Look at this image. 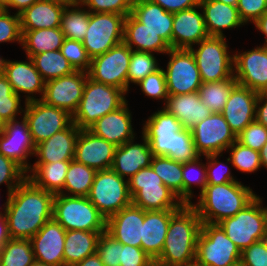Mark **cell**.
<instances>
[{
  "instance_id": "836d02e7",
  "label": "cell",
  "mask_w": 267,
  "mask_h": 266,
  "mask_svg": "<svg viewBox=\"0 0 267 266\" xmlns=\"http://www.w3.org/2000/svg\"><path fill=\"white\" fill-rule=\"evenodd\" d=\"M69 165L70 161L33 163L26 173L27 178L40 189L54 195L60 194L64 188Z\"/></svg>"
},
{
  "instance_id": "6da1fadb",
  "label": "cell",
  "mask_w": 267,
  "mask_h": 266,
  "mask_svg": "<svg viewBox=\"0 0 267 266\" xmlns=\"http://www.w3.org/2000/svg\"><path fill=\"white\" fill-rule=\"evenodd\" d=\"M54 194L26 178L7 198L5 216L11 239H31L53 218Z\"/></svg>"
},
{
  "instance_id": "ab89813d",
  "label": "cell",
  "mask_w": 267,
  "mask_h": 266,
  "mask_svg": "<svg viewBox=\"0 0 267 266\" xmlns=\"http://www.w3.org/2000/svg\"><path fill=\"white\" fill-rule=\"evenodd\" d=\"M31 59L45 82L70 75L75 71L60 50L40 53Z\"/></svg>"
},
{
  "instance_id": "52a82bcc",
  "label": "cell",
  "mask_w": 267,
  "mask_h": 266,
  "mask_svg": "<svg viewBox=\"0 0 267 266\" xmlns=\"http://www.w3.org/2000/svg\"><path fill=\"white\" fill-rule=\"evenodd\" d=\"M53 218L66 231H106V219L88 197L56 194L53 201Z\"/></svg>"
},
{
  "instance_id": "f35d334b",
  "label": "cell",
  "mask_w": 267,
  "mask_h": 266,
  "mask_svg": "<svg viewBox=\"0 0 267 266\" xmlns=\"http://www.w3.org/2000/svg\"><path fill=\"white\" fill-rule=\"evenodd\" d=\"M97 170L88 167L74 159L70 161L64 182L63 191L60 194L69 196L89 195Z\"/></svg>"
},
{
  "instance_id": "f907efd6",
  "label": "cell",
  "mask_w": 267,
  "mask_h": 266,
  "mask_svg": "<svg viewBox=\"0 0 267 266\" xmlns=\"http://www.w3.org/2000/svg\"><path fill=\"white\" fill-rule=\"evenodd\" d=\"M27 178L26 172L0 153V186L6 184L7 197Z\"/></svg>"
},
{
  "instance_id": "277c9868",
  "label": "cell",
  "mask_w": 267,
  "mask_h": 266,
  "mask_svg": "<svg viewBox=\"0 0 267 266\" xmlns=\"http://www.w3.org/2000/svg\"><path fill=\"white\" fill-rule=\"evenodd\" d=\"M257 194L240 181L206 185L191 205L197 210L202 223L218 224L223 219L233 217L247 206Z\"/></svg>"
},
{
  "instance_id": "2a66077c",
  "label": "cell",
  "mask_w": 267,
  "mask_h": 266,
  "mask_svg": "<svg viewBox=\"0 0 267 266\" xmlns=\"http://www.w3.org/2000/svg\"><path fill=\"white\" fill-rule=\"evenodd\" d=\"M6 206H7V202L0 205V215H5Z\"/></svg>"
},
{
  "instance_id": "30bf717a",
  "label": "cell",
  "mask_w": 267,
  "mask_h": 266,
  "mask_svg": "<svg viewBox=\"0 0 267 266\" xmlns=\"http://www.w3.org/2000/svg\"><path fill=\"white\" fill-rule=\"evenodd\" d=\"M241 251L219 224L202 223L196 260L203 266H231L240 261Z\"/></svg>"
},
{
  "instance_id": "8fae6325",
  "label": "cell",
  "mask_w": 267,
  "mask_h": 266,
  "mask_svg": "<svg viewBox=\"0 0 267 266\" xmlns=\"http://www.w3.org/2000/svg\"><path fill=\"white\" fill-rule=\"evenodd\" d=\"M126 16L114 13H91L82 43L91 59L123 42Z\"/></svg>"
},
{
  "instance_id": "4fadbf2b",
  "label": "cell",
  "mask_w": 267,
  "mask_h": 266,
  "mask_svg": "<svg viewBox=\"0 0 267 266\" xmlns=\"http://www.w3.org/2000/svg\"><path fill=\"white\" fill-rule=\"evenodd\" d=\"M164 69L168 95L198 92L202 80L193 53L189 49H170Z\"/></svg>"
},
{
  "instance_id": "9c48e42d",
  "label": "cell",
  "mask_w": 267,
  "mask_h": 266,
  "mask_svg": "<svg viewBox=\"0 0 267 266\" xmlns=\"http://www.w3.org/2000/svg\"><path fill=\"white\" fill-rule=\"evenodd\" d=\"M87 197L106 220L132 204L128 180L111 168L97 171Z\"/></svg>"
},
{
  "instance_id": "db71d44e",
  "label": "cell",
  "mask_w": 267,
  "mask_h": 266,
  "mask_svg": "<svg viewBox=\"0 0 267 266\" xmlns=\"http://www.w3.org/2000/svg\"><path fill=\"white\" fill-rule=\"evenodd\" d=\"M91 13L131 14L133 0H78Z\"/></svg>"
},
{
  "instance_id": "f1b7e54d",
  "label": "cell",
  "mask_w": 267,
  "mask_h": 266,
  "mask_svg": "<svg viewBox=\"0 0 267 266\" xmlns=\"http://www.w3.org/2000/svg\"><path fill=\"white\" fill-rule=\"evenodd\" d=\"M177 210L145 211L141 248L155 260L164 247L171 216Z\"/></svg>"
},
{
  "instance_id": "7bdbcfd3",
  "label": "cell",
  "mask_w": 267,
  "mask_h": 266,
  "mask_svg": "<svg viewBox=\"0 0 267 266\" xmlns=\"http://www.w3.org/2000/svg\"><path fill=\"white\" fill-rule=\"evenodd\" d=\"M204 156L197 159L182 163V180H183V203L191 204L194 198L193 186H197L199 195L205 190L207 185L206 162ZM194 184V185H193Z\"/></svg>"
},
{
  "instance_id": "91938a15",
  "label": "cell",
  "mask_w": 267,
  "mask_h": 266,
  "mask_svg": "<svg viewBox=\"0 0 267 266\" xmlns=\"http://www.w3.org/2000/svg\"><path fill=\"white\" fill-rule=\"evenodd\" d=\"M243 266H267V250L263 242L257 241L241 251Z\"/></svg>"
},
{
  "instance_id": "f546056e",
  "label": "cell",
  "mask_w": 267,
  "mask_h": 266,
  "mask_svg": "<svg viewBox=\"0 0 267 266\" xmlns=\"http://www.w3.org/2000/svg\"><path fill=\"white\" fill-rule=\"evenodd\" d=\"M67 5L58 0L36 1L19 14L21 31L60 27L62 13Z\"/></svg>"
},
{
  "instance_id": "89a4df30",
  "label": "cell",
  "mask_w": 267,
  "mask_h": 266,
  "mask_svg": "<svg viewBox=\"0 0 267 266\" xmlns=\"http://www.w3.org/2000/svg\"><path fill=\"white\" fill-rule=\"evenodd\" d=\"M257 31L259 30L265 36V41L262 45L267 46V12L263 14L254 24Z\"/></svg>"
},
{
  "instance_id": "680465c9",
  "label": "cell",
  "mask_w": 267,
  "mask_h": 266,
  "mask_svg": "<svg viewBox=\"0 0 267 266\" xmlns=\"http://www.w3.org/2000/svg\"><path fill=\"white\" fill-rule=\"evenodd\" d=\"M120 266H155V261L142 248L123 245Z\"/></svg>"
},
{
  "instance_id": "67dfc351",
  "label": "cell",
  "mask_w": 267,
  "mask_h": 266,
  "mask_svg": "<svg viewBox=\"0 0 267 266\" xmlns=\"http://www.w3.org/2000/svg\"><path fill=\"white\" fill-rule=\"evenodd\" d=\"M7 0H0V3L3 5Z\"/></svg>"
},
{
  "instance_id": "d6986e66",
  "label": "cell",
  "mask_w": 267,
  "mask_h": 266,
  "mask_svg": "<svg viewBox=\"0 0 267 266\" xmlns=\"http://www.w3.org/2000/svg\"><path fill=\"white\" fill-rule=\"evenodd\" d=\"M3 74L7 77L12 90L17 95L21 97L24 94L22 96L24 97L23 103L43 98L46 82L30 57L26 56L24 61L6 59Z\"/></svg>"
},
{
  "instance_id": "ac0fdd59",
  "label": "cell",
  "mask_w": 267,
  "mask_h": 266,
  "mask_svg": "<svg viewBox=\"0 0 267 266\" xmlns=\"http://www.w3.org/2000/svg\"><path fill=\"white\" fill-rule=\"evenodd\" d=\"M87 77L88 72L74 71L70 75L47 81L41 100L48 105L66 110L73 116L82 99Z\"/></svg>"
},
{
  "instance_id": "03108f58",
  "label": "cell",
  "mask_w": 267,
  "mask_h": 266,
  "mask_svg": "<svg viewBox=\"0 0 267 266\" xmlns=\"http://www.w3.org/2000/svg\"><path fill=\"white\" fill-rule=\"evenodd\" d=\"M7 98H22L17 95L11 87L7 77L4 74H0V100Z\"/></svg>"
},
{
  "instance_id": "cb8c5ba5",
  "label": "cell",
  "mask_w": 267,
  "mask_h": 266,
  "mask_svg": "<svg viewBox=\"0 0 267 266\" xmlns=\"http://www.w3.org/2000/svg\"><path fill=\"white\" fill-rule=\"evenodd\" d=\"M127 101L119 109L97 120L89 130L116 147L136 138L132 124V112Z\"/></svg>"
},
{
  "instance_id": "603a6c76",
  "label": "cell",
  "mask_w": 267,
  "mask_h": 266,
  "mask_svg": "<svg viewBox=\"0 0 267 266\" xmlns=\"http://www.w3.org/2000/svg\"><path fill=\"white\" fill-rule=\"evenodd\" d=\"M258 94L239 84L232 89L221 113L236 136L255 121Z\"/></svg>"
},
{
  "instance_id": "5b68a950",
  "label": "cell",
  "mask_w": 267,
  "mask_h": 266,
  "mask_svg": "<svg viewBox=\"0 0 267 266\" xmlns=\"http://www.w3.org/2000/svg\"><path fill=\"white\" fill-rule=\"evenodd\" d=\"M127 101L123 90L87 77L82 99L72 116V122L80 130L89 129L101 117L119 109Z\"/></svg>"
},
{
  "instance_id": "753ad0ef",
  "label": "cell",
  "mask_w": 267,
  "mask_h": 266,
  "mask_svg": "<svg viewBox=\"0 0 267 266\" xmlns=\"http://www.w3.org/2000/svg\"><path fill=\"white\" fill-rule=\"evenodd\" d=\"M217 1L223 2V3L227 4V5H231V6H236L237 7L239 0H217Z\"/></svg>"
},
{
  "instance_id": "7c38bea8",
  "label": "cell",
  "mask_w": 267,
  "mask_h": 266,
  "mask_svg": "<svg viewBox=\"0 0 267 266\" xmlns=\"http://www.w3.org/2000/svg\"><path fill=\"white\" fill-rule=\"evenodd\" d=\"M132 49L124 42L91 59L88 77L98 83L117 87L127 94V75Z\"/></svg>"
},
{
  "instance_id": "be15d7a7",
  "label": "cell",
  "mask_w": 267,
  "mask_h": 266,
  "mask_svg": "<svg viewBox=\"0 0 267 266\" xmlns=\"http://www.w3.org/2000/svg\"><path fill=\"white\" fill-rule=\"evenodd\" d=\"M255 120L267 128V95L262 92L257 97Z\"/></svg>"
},
{
  "instance_id": "2e32d148",
  "label": "cell",
  "mask_w": 267,
  "mask_h": 266,
  "mask_svg": "<svg viewBox=\"0 0 267 266\" xmlns=\"http://www.w3.org/2000/svg\"><path fill=\"white\" fill-rule=\"evenodd\" d=\"M0 153L17 163L26 173L29 171L32 165L29 158L34 157L35 144L24 114L21 119L17 117L5 122L0 133Z\"/></svg>"
},
{
  "instance_id": "484cf974",
  "label": "cell",
  "mask_w": 267,
  "mask_h": 266,
  "mask_svg": "<svg viewBox=\"0 0 267 266\" xmlns=\"http://www.w3.org/2000/svg\"><path fill=\"white\" fill-rule=\"evenodd\" d=\"M134 138L116 147L111 169L119 176L129 179L142 168L150 167L153 157L146 138L141 135L142 142L137 143Z\"/></svg>"
},
{
  "instance_id": "1f68e13d",
  "label": "cell",
  "mask_w": 267,
  "mask_h": 266,
  "mask_svg": "<svg viewBox=\"0 0 267 266\" xmlns=\"http://www.w3.org/2000/svg\"><path fill=\"white\" fill-rule=\"evenodd\" d=\"M162 107L174 115L185 129L193 128L212 113L201 101L198 92L169 95Z\"/></svg>"
},
{
  "instance_id": "44dd1931",
  "label": "cell",
  "mask_w": 267,
  "mask_h": 266,
  "mask_svg": "<svg viewBox=\"0 0 267 266\" xmlns=\"http://www.w3.org/2000/svg\"><path fill=\"white\" fill-rule=\"evenodd\" d=\"M116 146L96 136L89 129L79 131L74 160L95 170L110 169Z\"/></svg>"
},
{
  "instance_id": "7402d4cb",
  "label": "cell",
  "mask_w": 267,
  "mask_h": 266,
  "mask_svg": "<svg viewBox=\"0 0 267 266\" xmlns=\"http://www.w3.org/2000/svg\"><path fill=\"white\" fill-rule=\"evenodd\" d=\"M208 36L199 5L173 14L172 49H190Z\"/></svg>"
},
{
  "instance_id": "d590c367",
  "label": "cell",
  "mask_w": 267,
  "mask_h": 266,
  "mask_svg": "<svg viewBox=\"0 0 267 266\" xmlns=\"http://www.w3.org/2000/svg\"><path fill=\"white\" fill-rule=\"evenodd\" d=\"M103 232L82 230L66 231L64 245V266L83 261L87 256L97 252L98 239Z\"/></svg>"
},
{
  "instance_id": "b9f144b4",
  "label": "cell",
  "mask_w": 267,
  "mask_h": 266,
  "mask_svg": "<svg viewBox=\"0 0 267 266\" xmlns=\"http://www.w3.org/2000/svg\"><path fill=\"white\" fill-rule=\"evenodd\" d=\"M150 166L163 184L183 201L182 163L166 156H153Z\"/></svg>"
},
{
  "instance_id": "3957f363",
  "label": "cell",
  "mask_w": 267,
  "mask_h": 266,
  "mask_svg": "<svg viewBox=\"0 0 267 266\" xmlns=\"http://www.w3.org/2000/svg\"><path fill=\"white\" fill-rule=\"evenodd\" d=\"M202 221L191 204H184L170 219L161 254L155 266H177L196 259Z\"/></svg>"
},
{
  "instance_id": "f6af8a7d",
  "label": "cell",
  "mask_w": 267,
  "mask_h": 266,
  "mask_svg": "<svg viewBox=\"0 0 267 266\" xmlns=\"http://www.w3.org/2000/svg\"><path fill=\"white\" fill-rule=\"evenodd\" d=\"M154 55L156 54L151 52L132 50L127 75V95L131 88L130 83L136 85L161 67Z\"/></svg>"
},
{
  "instance_id": "e0dca14e",
  "label": "cell",
  "mask_w": 267,
  "mask_h": 266,
  "mask_svg": "<svg viewBox=\"0 0 267 266\" xmlns=\"http://www.w3.org/2000/svg\"><path fill=\"white\" fill-rule=\"evenodd\" d=\"M234 76L239 85L258 93L267 87V46L256 45L247 51H233Z\"/></svg>"
},
{
  "instance_id": "9f6ffc18",
  "label": "cell",
  "mask_w": 267,
  "mask_h": 266,
  "mask_svg": "<svg viewBox=\"0 0 267 266\" xmlns=\"http://www.w3.org/2000/svg\"><path fill=\"white\" fill-rule=\"evenodd\" d=\"M164 185L161 178L152 167L142 168L128 179L129 193L131 198L143 187Z\"/></svg>"
},
{
  "instance_id": "a7ac6f4b",
  "label": "cell",
  "mask_w": 267,
  "mask_h": 266,
  "mask_svg": "<svg viewBox=\"0 0 267 266\" xmlns=\"http://www.w3.org/2000/svg\"><path fill=\"white\" fill-rule=\"evenodd\" d=\"M71 266H105L97 253L87 256L83 261Z\"/></svg>"
},
{
  "instance_id": "60d3db41",
  "label": "cell",
  "mask_w": 267,
  "mask_h": 266,
  "mask_svg": "<svg viewBox=\"0 0 267 266\" xmlns=\"http://www.w3.org/2000/svg\"><path fill=\"white\" fill-rule=\"evenodd\" d=\"M238 84L235 76L220 81L202 83L198 93L201 101L212 113H221L232 89Z\"/></svg>"
},
{
  "instance_id": "b62a3aed",
  "label": "cell",
  "mask_w": 267,
  "mask_h": 266,
  "mask_svg": "<svg viewBox=\"0 0 267 266\" xmlns=\"http://www.w3.org/2000/svg\"><path fill=\"white\" fill-rule=\"evenodd\" d=\"M262 93L265 94V95H267V87H266V89Z\"/></svg>"
},
{
  "instance_id": "ffe728a7",
  "label": "cell",
  "mask_w": 267,
  "mask_h": 266,
  "mask_svg": "<svg viewBox=\"0 0 267 266\" xmlns=\"http://www.w3.org/2000/svg\"><path fill=\"white\" fill-rule=\"evenodd\" d=\"M66 230L54 219L30 239L35 260L50 266H64V245Z\"/></svg>"
},
{
  "instance_id": "003e7915",
  "label": "cell",
  "mask_w": 267,
  "mask_h": 266,
  "mask_svg": "<svg viewBox=\"0 0 267 266\" xmlns=\"http://www.w3.org/2000/svg\"><path fill=\"white\" fill-rule=\"evenodd\" d=\"M10 239L8 222L5 215H0V248Z\"/></svg>"
},
{
  "instance_id": "6f0895ef",
  "label": "cell",
  "mask_w": 267,
  "mask_h": 266,
  "mask_svg": "<svg viewBox=\"0 0 267 266\" xmlns=\"http://www.w3.org/2000/svg\"><path fill=\"white\" fill-rule=\"evenodd\" d=\"M237 9L245 25L254 24L267 12V0H239Z\"/></svg>"
},
{
  "instance_id": "11e5206c",
  "label": "cell",
  "mask_w": 267,
  "mask_h": 266,
  "mask_svg": "<svg viewBox=\"0 0 267 266\" xmlns=\"http://www.w3.org/2000/svg\"><path fill=\"white\" fill-rule=\"evenodd\" d=\"M30 266H50L38 260H35Z\"/></svg>"
},
{
  "instance_id": "979ff035",
  "label": "cell",
  "mask_w": 267,
  "mask_h": 266,
  "mask_svg": "<svg viewBox=\"0 0 267 266\" xmlns=\"http://www.w3.org/2000/svg\"><path fill=\"white\" fill-rule=\"evenodd\" d=\"M58 1L66 2V3H68V4H71V3H75V2H77L78 0H58Z\"/></svg>"
},
{
  "instance_id": "83f0119b",
  "label": "cell",
  "mask_w": 267,
  "mask_h": 266,
  "mask_svg": "<svg viewBox=\"0 0 267 266\" xmlns=\"http://www.w3.org/2000/svg\"><path fill=\"white\" fill-rule=\"evenodd\" d=\"M199 6L209 36L227 37L223 33L225 30L238 29L245 25L236 6L227 5L217 0H200Z\"/></svg>"
},
{
  "instance_id": "deb4b68c",
  "label": "cell",
  "mask_w": 267,
  "mask_h": 266,
  "mask_svg": "<svg viewBox=\"0 0 267 266\" xmlns=\"http://www.w3.org/2000/svg\"><path fill=\"white\" fill-rule=\"evenodd\" d=\"M231 266H243V265H242L241 262L239 261V262H237L236 264L231 265Z\"/></svg>"
},
{
  "instance_id": "b9fcfbb0",
  "label": "cell",
  "mask_w": 267,
  "mask_h": 266,
  "mask_svg": "<svg viewBox=\"0 0 267 266\" xmlns=\"http://www.w3.org/2000/svg\"><path fill=\"white\" fill-rule=\"evenodd\" d=\"M261 241L263 242V244L265 245V248L267 250V230H266L265 234L263 235Z\"/></svg>"
},
{
  "instance_id": "8c879c8a",
  "label": "cell",
  "mask_w": 267,
  "mask_h": 266,
  "mask_svg": "<svg viewBox=\"0 0 267 266\" xmlns=\"http://www.w3.org/2000/svg\"><path fill=\"white\" fill-rule=\"evenodd\" d=\"M177 266H203L201 265L196 259L190 261V262H187L185 264H180V265H177Z\"/></svg>"
},
{
  "instance_id": "94428289",
  "label": "cell",
  "mask_w": 267,
  "mask_h": 266,
  "mask_svg": "<svg viewBox=\"0 0 267 266\" xmlns=\"http://www.w3.org/2000/svg\"><path fill=\"white\" fill-rule=\"evenodd\" d=\"M22 98H7L0 100V117L8 122L24 114L25 104L21 105Z\"/></svg>"
},
{
  "instance_id": "d4e9b609",
  "label": "cell",
  "mask_w": 267,
  "mask_h": 266,
  "mask_svg": "<svg viewBox=\"0 0 267 266\" xmlns=\"http://www.w3.org/2000/svg\"><path fill=\"white\" fill-rule=\"evenodd\" d=\"M144 210L133 204L106 220V232L123 245L141 248Z\"/></svg>"
},
{
  "instance_id": "bcb514c9",
  "label": "cell",
  "mask_w": 267,
  "mask_h": 266,
  "mask_svg": "<svg viewBox=\"0 0 267 266\" xmlns=\"http://www.w3.org/2000/svg\"><path fill=\"white\" fill-rule=\"evenodd\" d=\"M235 170L254 173L261 169L260 152L246 147L237 140L226 150Z\"/></svg>"
},
{
  "instance_id": "4316f807",
  "label": "cell",
  "mask_w": 267,
  "mask_h": 266,
  "mask_svg": "<svg viewBox=\"0 0 267 266\" xmlns=\"http://www.w3.org/2000/svg\"><path fill=\"white\" fill-rule=\"evenodd\" d=\"M80 129L72 122L66 129L35 146V163H54L74 159Z\"/></svg>"
},
{
  "instance_id": "7a4b0ae2",
  "label": "cell",
  "mask_w": 267,
  "mask_h": 266,
  "mask_svg": "<svg viewBox=\"0 0 267 266\" xmlns=\"http://www.w3.org/2000/svg\"><path fill=\"white\" fill-rule=\"evenodd\" d=\"M142 135L146 138L153 156H166L177 162H190L200 155L196 151L191 129L163 107L143 121Z\"/></svg>"
},
{
  "instance_id": "ee69618b",
  "label": "cell",
  "mask_w": 267,
  "mask_h": 266,
  "mask_svg": "<svg viewBox=\"0 0 267 266\" xmlns=\"http://www.w3.org/2000/svg\"><path fill=\"white\" fill-rule=\"evenodd\" d=\"M35 261L30 239H9L0 248V266H30Z\"/></svg>"
},
{
  "instance_id": "e7e4bbea",
  "label": "cell",
  "mask_w": 267,
  "mask_h": 266,
  "mask_svg": "<svg viewBox=\"0 0 267 266\" xmlns=\"http://www.w3.org/2000/svg\"><path fill=\"white\" fill-rule=\"evenodd\" d=\"M38 0H7L2 6L3 9L10 11L16 10V14L22 13L25 9L30 7ZM11 8V9H10Z\"/></svg>"
},
{
  "instance_id": "ba28073f",
  "label": "cell",
  "mask_w": 267,
  "mask_h": 266,
  "mask_svg": "<svg viewBox=\"0 0 267 266\" xmlns=\"http://www.w3.org/2000/svg\"><path fill=\"white\" fill-rule=\"evenodd\" d=\"M262 199L257 195L235 216L218 223L240 251L260 241L267 230V206Z\"/></svg>"
},
{
  "instance_id": "5bb4252c",
  "label": "cell",
  "mask_w": 267,
  "mask_h": 266,
  "mask_svg": "<svg viewBox=\"0 0 267 266\" xmlns=\"http://www.w3.org/2000/svg\"><path fill=\"white\" fill-rule=\"evenodd\" d=\"M24 116L35 146L66 129L72 123V115L66 110L46 104L42 100L25 104Z\"/></svg>"
},
{
  "instance_id": "11a10c76",
  "label": "cell",
  "mask_w": 267,
  "mask_h": 266,
  "mask_svg": "<svg viewBox=\"0 0 267 266\" xmlns=\"http://www.w3.org/2000/svg\"><path fill=\"white\" fill-rule=\"evenodd\" d=\"M237 141L246 147L260 151L267 142V128L255 120L237 135Z\"/></svg>"
},
{
  "instance_id": "d6a6232c",
  "label": "cell",
  "mask_w": 267,
  "mask_h": 266,
  "mask_svg": "<svg viewBox=\"0 0 267 266\" xmlns=\"http://www.w3.org/2000/svg\"><path fill=\"white\" fill-rule=\"evenodd\" d=\"M123 42L135 51L161 53L164 55L171 49L158 34L146 28L131 14L125 18Z\"/></svg>"
},
{
  "instance_id": "6125c7cd",
  "label": "cell",
  "mask_w": 267,
  "mask_h": 266,
  "mask_svg": "<svg viewBox=\"0 0 267 266\" xmlns=\"http://www.w3.org/2000/svg\"><path fill=\"white\" fill-rule=\"evenodd\" d=\"M169 13H177L199 5L200 0H151Z\"/></svg>"
},
{
  "instance_id": "09005b40",
  "label": "cell",
  "mask_w": 267,
  "mask_h": 266,
  "mask_svg": "<svg viewBox=\"0 0 267 266\" xmlns=\"http://www.w3.org/2000/svg\"><path fill=\"white\" fill-rule=\"evenodd\" d=\"M4 126H5V122H4L3 119H1V117H0V133L3 131Z\"/></svg>"
},
{
  "instance_id": "8d00e7d4",
  "label": "cell",
  "mask_w": 267,
  "mask_h": 266,
  "mask_svg": "<svg viewBox=\"0 0 267 266\" xmlns=\"http://www.w3.org/2000/svg\"><path fill=\"white\" fill-rule=\"evenodd\" d=\"M22 32V50L26 56L32 58L34 55L47 51L60 50L65 39L60 27L44 28Z\"/></svg>"
},
{
  "instance_id": "34e18365",
  "label": "cell",
  "mask_w": 267,
  "mask_h": 266,
  "mask_svg": "<svg viewBox=\"0 0 267 266\" xmlns=\"http://www.w3.org/2000/svg\"><path fill=\"white\" fill-rule=\"evenodd\" d=\"M6 59L0 55V74L4 73Z\"/></svg>"
},
{
  "instance_id": "e575fe53",
  "label": "cell",
  "mask_w": 267,
  "mask_h": 266,
  "mask_svg": "<svg viewBox=\"0 0 267 266\" xmlns=\"http://www.w3.org/2000/svg\"><path fill=\"white\" fill-rule=\"evenodd\" d=\"M132 204L145 211L178 210L184 205L165 185L143 187L132 197Z\"/></svg>"
},
{
  "instance_id": "2644e50d",
  "label": "cell",
  "mask_w": 267,
  "mask_h": 266,
  "mask_svg": "<svg viewBox=\"0 0 267 266\" xmlns=\"http://www.w3.org/2000/svg\"><path fill=\"white\" fill-rule=\"evenodd\" d=\"M260 152V161H261V168H266L267 170V142L261 148Z\"/></svg>"
},
{
  "instance_id": "74e56055",
  "label": "cell",
  "mask_w": 267,
  "mask_h": 266,
  "mask_svg": "<svg viewBox=\"0 0 267 266\" xmlns=\"http://www.w3.org/2000/svg\"><path fill=\"white\" fill-rule=\"evenodd\" d=\"M90 11L79 1L68 4L61 17L60 29L66 39L83 41L89 24Z\"/></svg>"
},
{
  "instance_id": "4dcf8cb0",
  "label": "cell",
  "mask_w": 267,
  "mask_h": 266,
  "mask_svg": "<svg viewBox=\"0 0 267 266\" xmlns=\"http://www.w3.org/2000/svg\"><path fill=\"white\" fill-rule=\"evenodd\" d=\"M131 15L172 48L173 13L167 12L151 0H133Z\"/></svg>"
},
{
  "instance_id": "c3c4849f",
  "label": "cell",
  "mask_w": 267,
  "mask_h": 266,
  "mask_svg": "<svg viewBox=\"0 0 267 266\" xmlns=\"http://www.w3.org/2000/svg\"><path fill=\"white\" fill-rule=\"evenodd\" d=\"M60 51L75 71H89L91 58L81 41L65 38Z\"/></svg>"
},
{
  "instance_id": "681fc988",
  "label": "cell",
  "mask_w": 267,
  "mask_h": 266,
  "mask_svg": "<svg viewBox=\"0 0 267 266\" xmlns=\"http://www.w3.org/2000/svg\"><path fill=\"white\" fill-rule=\"evenodd\" d=\"M140 87L142 93L154 100H161L163 105L168 98L166 77L164 68L160 67L155 72L149 74L146 78L136 84Z\"/></svg>"
},
{
  "instance_id": "7dc6e473",
  "label": "cell",
  "mask_w": 267,
  "mask_h": 266,
  "mask_svg": "<svg viewBox=\"0 0 267 266\" xmlns=\"http://www.w3.org/2000/svg\"><path fill=\"white\" fill-rule=\"evenodd\" d=\"M206 162V175H207V185H217L224 184L233 181H239L233 174H231V167H233L231 160L228 158L224 161H220V157L223 158V153L221 154H211L204 156ZM219 158V159H218Z\"/></svg>"
},
{
  "instance_id": "8992f818",
  "label": "cell",
  "mask_w": 267,
  "mask_h": 266,
  "mask_svg": "<svg viewBox=\"0 0 267 266\" xmlns=\"http://www.w3.org/2000/svg\"><path fill=\"white\" fill-rule=\"evenodd\" d=\"M227 40L226 37L208 36L189 49L198 66L202 83L220 82L234 75V54L229 50Z\"/></svg>"
},
{
  "instance_id": "9a60e30c",
  "label": "cell",
  "mask_w": 267,
  "mask_h": 266,
  "mask_svg": "<svg viewBox=\"0 0 267 266\" xmlns=\"http://www.w3.org/2000/svg\"><path fill=\"white\" fill-rule=\"evenodd\" d=\"M191 133L200 156L224 153L237 140L222 113H211L191 128Z\"/></svg>"
},
{
  "instance_id": "816d5d0a",
  "label": "cell",
  "mask_w": 267,
  "mask_h": 266,
  "mask_svg": "<svg viewBox=\"0 0 267 266\" xmlns=\"http://www.w3.org/2000/svg\"><path fill=\"white\" fill-rule=\"evenodd\" d=\"M12 13L3 8L0 10V44L18 43L22 46L20 16L14 12Z\"/></svg>"
},
{
  "instance_id": "f5cc1de1",
  "label": "cell",
  "mask_w": 267,
  "mask_h": 266,
  "mask_svg": "<svg viewBox=\"0 0 267 266\" xmlns=\"http://www.w3.org/2000/svg\"><path fill=\"white\" fill-rule=\"evenodd\" d=\"M123 244L106 231L101 233L97 243V254L105 266H120Z\"/></svg>"
}]
</instances>
